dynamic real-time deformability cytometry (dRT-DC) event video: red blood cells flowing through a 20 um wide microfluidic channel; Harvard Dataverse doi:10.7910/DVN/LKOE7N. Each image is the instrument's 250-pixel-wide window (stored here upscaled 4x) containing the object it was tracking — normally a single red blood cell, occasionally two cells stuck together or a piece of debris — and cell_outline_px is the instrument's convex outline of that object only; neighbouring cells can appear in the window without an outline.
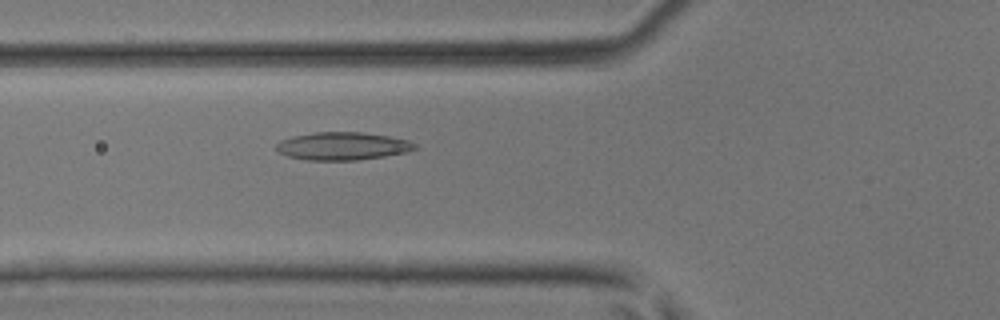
{"species": "common noctule bat (a hibernating species)", "species_latin": "Nyctalus noctula", "temperature_condition": "room temperature", "stored_images_in_passage": 42, "camera_frame_rate_fps": 3000, "um_per_image_px": 0.085, "animal": {"sex": "male", "body_mass_g": 17.9, "forearm_length_mm": 54.2}, "frame": {"image": 1, "passage_image": 18, "time_ms": 5.667, "image_size_px": [1000, 320], "cell_outline_px": [[420, 148], [408, 152], [384, 156], [356, 160], [308, 160], [288, 156], [276, 152], [276, 144], [280, 140], [292, 136], [316, 132], [364, 132], [388, 136], [408, 140], [416, 144]], "centroid_in_image_um": [29.13, 12.41], "position_along_channel_um": 96.7, "area_um2": 22.66}}
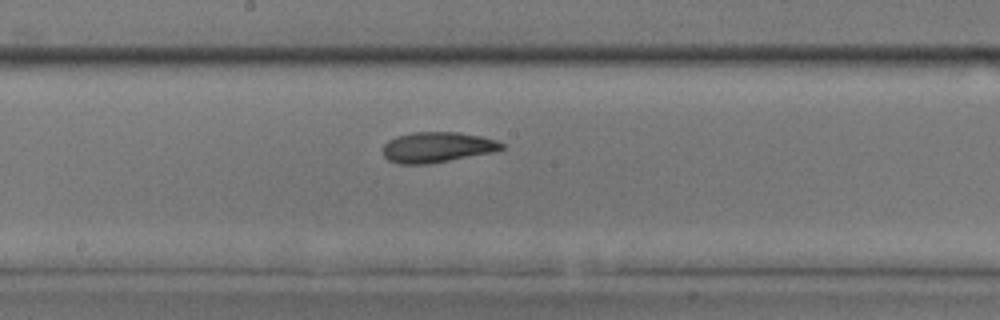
{"frame": {"image": 2, "passage_image": 26, "time_ms": 8.333, "image_size_px": [1000, 320], "cell_outline_px": [[504, 148], [492, 152], [428, 164], [400, 164], [388, 160], [384, 156], [384, 144], [388, 140], [396, 136], [412, 132], [460, 132], [480, 136], [496, 140], [504, 144]], "centroid_in_image_um": [37.14, 12.51], "position_along_channel_um": 211.1, "area_um2": 20.98}}
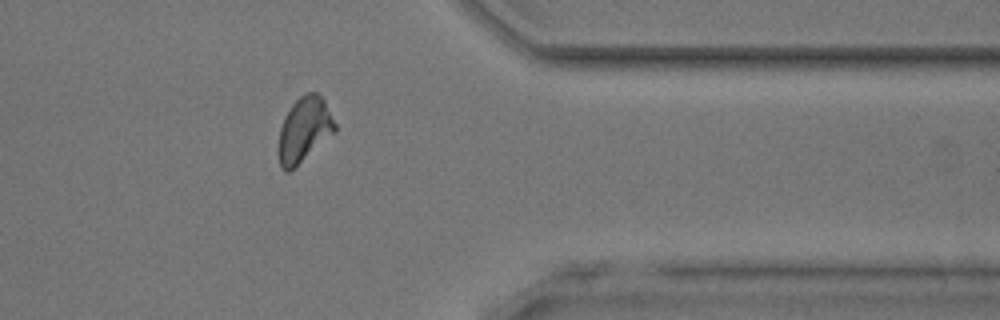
{"frame": {"image": 3, "passage_image": 39, "time_ms": 12.667, "image_size_px": [1000, 320], "cell_outline_px": [[336, 132], [288, 172], [284, 172], [280, 168], [280, 128], [292, 104], [300, 96], [308, 92], [316, 92], [324, 100], [336, 124]], "centroid_in_image_um": [25.89, 11.01], "position_along_channel_um": 385.5, "area_um2": 20.75}}